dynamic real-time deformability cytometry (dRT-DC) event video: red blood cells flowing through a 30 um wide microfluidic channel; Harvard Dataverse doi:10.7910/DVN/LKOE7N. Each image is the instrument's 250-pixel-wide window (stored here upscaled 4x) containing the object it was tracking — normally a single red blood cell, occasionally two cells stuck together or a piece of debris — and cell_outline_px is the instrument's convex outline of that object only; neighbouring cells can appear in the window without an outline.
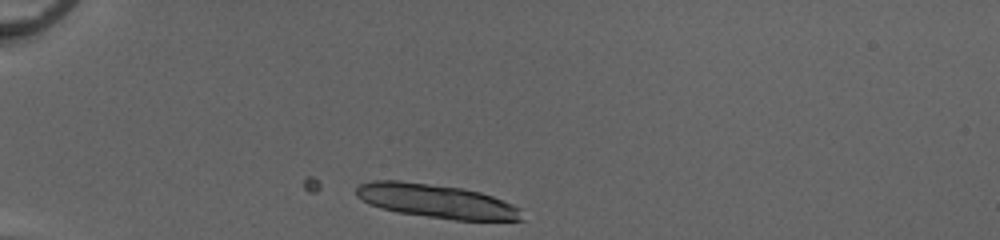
{"species": "common noctule bat (a hibernating species)", "species_latin": "Nyctalus noctula", "temperature_condition": "cold", "stored_images_in_passage": 2, "camera_frame_rate_fps": 3000, "um_per_image_px": 0.085, "animal": {"sex": "female", "body_mass_g": 20.0, "forearm_length_mm": 54.0}, "frame": {"image": 1, "passage_image": 2, "time_ms": 0.333, "image_size_px": [1000, 240], "cell_outline_px": [[524, 220], [456, 220], [400, 212], [380, 208], [368, 204], [356, 196], [356, 188], [360, 184], [372, 180], [400, 180], [460, 188], [480, 192], [492, 196], [512, 204], [520, 208]], "centroid_in_image_um": [37.07, 17.09], "position_along_channel_um": 47.9, "area_um2": 32.43}}